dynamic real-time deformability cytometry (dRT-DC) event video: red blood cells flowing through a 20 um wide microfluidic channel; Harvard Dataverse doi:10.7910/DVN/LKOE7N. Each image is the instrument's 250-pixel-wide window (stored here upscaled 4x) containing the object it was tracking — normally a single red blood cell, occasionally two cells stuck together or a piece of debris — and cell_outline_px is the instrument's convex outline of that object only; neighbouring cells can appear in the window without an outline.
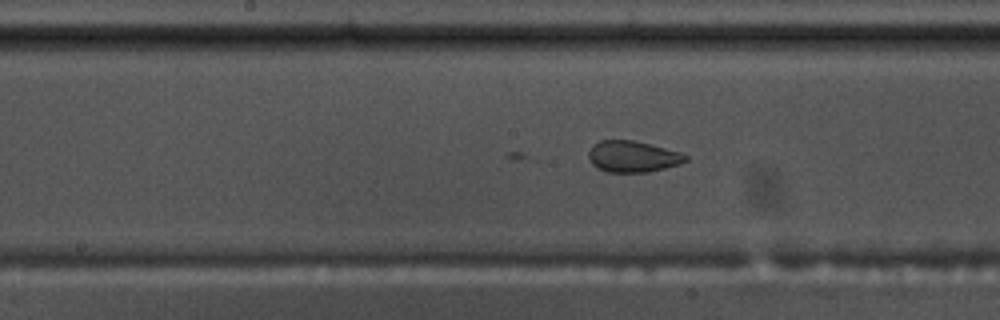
{"species": "common noctule bat (a hibernating species)", "species_latin": "Nyctalus noctula", "temperature_condition": "warm", "stored_images_in_passage": 35, "camera_frame_rate_fps": 3000, "um_per_image_px": 0.085, "animal": {"sex": "male", "body_mass_g": 17.5, "forearm_length_mm": 52.3}, "frame": {"image": 1, "passage_image": 14, "time_ms": 4.333, "image_size_px": [1000, 320], "cell_outline_px": [[688, 160], [680, 164], [648, 172], [608, 172], [596, 168], [592, 164], [588, 156], [588, 152], [592, 144], [600, 140], [632, 140], [680, 152], [688, 156]], "centroid_in_image_um": [53.75, 13.31], "position_along_channel_um": 194.5, "area_um2": 17.69}}
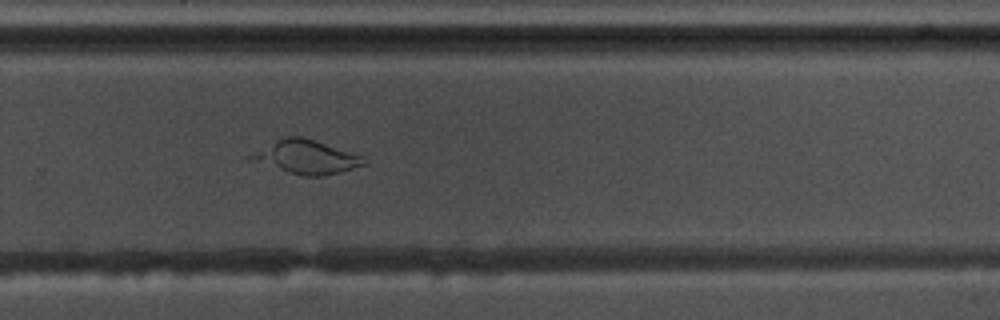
{"frame": {"image": 2, "passage_image": 23, "time_ms": 7.333, "image_size_px": [1000, 320], "cell_outline_px": [[368, 160], [364, 164], [340, 172], [320, 176], [304, 176], [288, 172], [244, 160], [244, 156], [288, 136], [300, 136], [360, 156]], "centroid_in_image_um": [25.91, 13.37], "position_along_channel_um": 303.9, "area_um2": 21.56}}
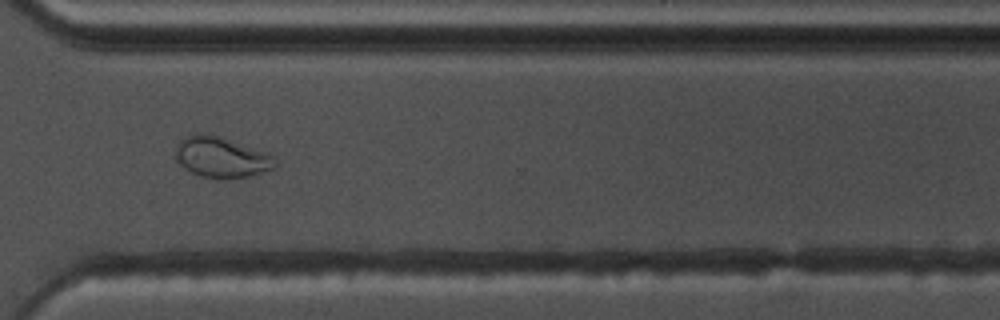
{"frame": {"image": 3, "passage_image": 27, "time_ms": 8.667, "image_size_px": [1000, 320], "cell_outline_px": [[276, 168], [248, 176], [200, 176], [192, 172], [180, 164], [172, 156], [176, 144], [184, 136], [204, 132], [220, 136], [268, 152], [272, 156], [276, 164]], "centroid_in_image_um": [18.76, 13.3], "position_along_channel_um": 351.8, "area_um2": 23.41}}